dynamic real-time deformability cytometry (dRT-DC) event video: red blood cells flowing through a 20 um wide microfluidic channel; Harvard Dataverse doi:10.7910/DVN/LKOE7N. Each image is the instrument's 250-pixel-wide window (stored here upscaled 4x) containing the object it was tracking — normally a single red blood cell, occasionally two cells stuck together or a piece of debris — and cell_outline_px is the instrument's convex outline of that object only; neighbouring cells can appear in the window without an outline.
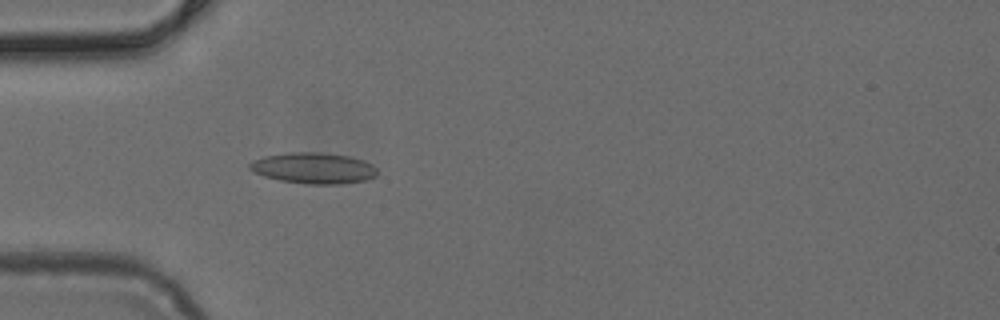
{"species": "common noctule bat (a hibernating species)", "species_latin": "Nyctalus noctula", "temperature_condition": "cold", "stored_images_in_passage": 46, "camera_frame_rate_fps": 3000, "um_per_image_px": 0.085, "animal": {"sex": "female", "body_mass_g": 24.6, "forearm_length_mm": 56.2}, "frame": {"image": 1, "passage_image": 11, "time_ms": 3.333, "image_size_px": [1000, 320], "cell_outline_px": [[376, 176], [364, 180], [340, 184], [308, 184], [280, 180], [264, 176], [248, 168], [248, 164], [264, 156], [292, 152], [320, 152], [348, 156], [364, 160], [372, 164], [376, 168]], "centroid_in_image_um": [26.67, 14.28], "position_along_channel_um": 58.3, "area_um2": 22.83}}
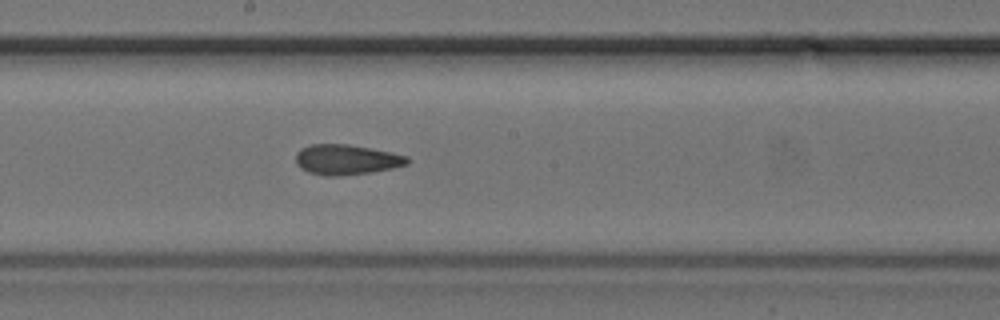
{"frame": {"image": 2, "passage_image": 23, "time_ms": 7.333, "image_size_px": [1000, 320], "cell_outline_px": [[408, 164], [392, 168], [372, 172], [340, 176], [324, 176], [308, 172], [300, 168], [296, 164], [296, 152], [300, 148], [312, 144], [348, 144], [408, 156]], "centroid_in_image_um": [29.39, 13.58], "position_along_channel_um": 218.8, "area_um2": 19.59}}
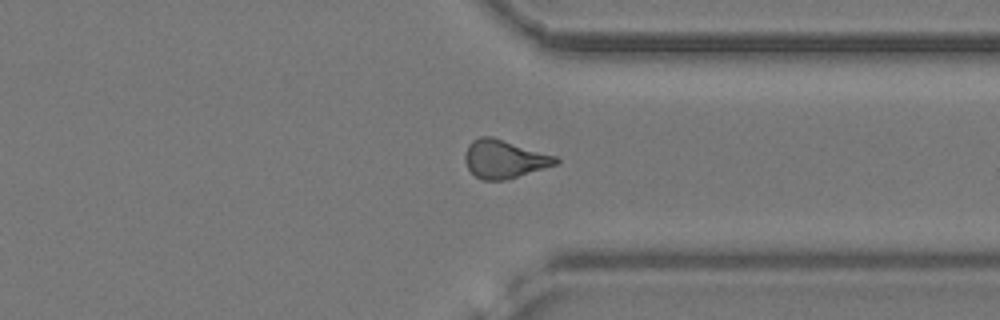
{"frame": {"image": 3, "passage_image": 34, "time_ms": 11.0, "image_size_px": [1000, 320], "cell_outline_px": [[560, 160], [556, 164], [508, 180], [480, 180], [468, 168], [464, 160], [464, 156], [468, 144], [472, 140], [480, 136], [492, 136], [556, 156]], "centroid_in_image_um": [42.84, 13.52], "position_along_channel_um": 368.6, "area_um2": 20.29}}